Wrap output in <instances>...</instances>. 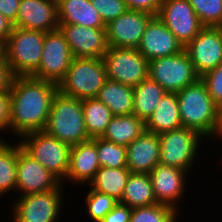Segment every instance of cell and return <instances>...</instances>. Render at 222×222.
Wrapping results in <instances>:
<instances>
[{
    "instance_id": "cell-24",
    "label": "cell",
    "mask_w": 222,
    "mask_h": 222,
    "mask_svg": "<svg viewBox=\"0 0 222 222\" xmlns=\"http://www.w3.org/2000/svg\"><path fill=\"white\" fill-rule=\"evenodd\" d=\"M114 116L133 114V87L107 79L96 97Z\"/></svg>"
},
{
    "instance_id": "cell-38",
    "label": "cell",
    "mask_w": 222,
    "mask_h": 222,
    "mask_svg": "<svg viewBox=\"0 0 222 222\" xmlns=\"http://www.w3.org/2000/svg\"><path fill=\"white\" fill-rule=\"evenodd\" d=\"M129 10L142 11L157 16L162 0H125Z\"/></svg>"
},
{
    "instance_id": "cell-16",
    "label": "cell",
    "mask_w": 222,
    "mask_h": 222,
    "mask_svg": "<svg viewBox=\"0 0 222 222\" xmlns=\"http://www.w3.org/2000/svg\"><path fill=\"white\" fill-rule=\"evenodd\" d=\"M153 17L146 12L128 9L106 25L108 46L138 48L146 26Z\"/></svg>"
},
{
    "instance_id": "cell-30",
    "label": "cell",
    "mask_w": 222,
    "mask_h": 222,
    "mask_svg": "<svg viewBox=\"0 0 222 222\" xmlns=\"http://www.w3.org/2000/svg\"><path fill=\"white\" fill-rule=\"evenodd\" d=\"M9 141L0 142V199L16 190L17 141Z\"/></svg>"
},
{
    "instance_id": "cell-33",
    "label": "cell",
    "mask_w": 222,
    "mask_h": 222,
    "mask_svg": "<svg viewBox=\"0 0 222 222\" xmlns=\"http://www.w3.org/2000/svg\"><path fill=\"white\" fill-rule=\"evenodd\" d=\"M180 217L174 208L157 203L132 209L130 222H178Z\"/></svg>"
},
{
    "instance_id": "cell-36",
    "label": "cell",
    "mask_w": 222,
    "mask_h": 222,
    "mask_svg": "<svg viewBox=\"0 0 222 222\" xmlns=\"http://www.w3.org/2000/svg\"><path fill=\"white\" fill-rule=\"evenodd\" d=\"M207 86L208 92L214 103L222 105V63L215 69L206 72L200 77Z\"/></svg>"
},
{
    "instance_id": "cell-3",
    "label": "cell",
    "mask_w": 222,
    "mask_h": 222,
    "mask_svg": "<svg viewBox=\"0 0 222 222\" xmlns=\"http://www.w3.org/2000/svg\"><path fill=\"white\" fill-rule=\"evenodd\" d=\"M44 131L70 146L90 140L84 122L82 100L58 91L53 98Z\"/></svg>"
},
{
    "instance_id": "cell-43",
    "label": "cell",
    "mask_w": 222,
    "mask_h": 222,
    "mask_svg": "<svg viewBox=\"0 0 222 222\" xmlns=\"http://www.w3.org/2000/svg\"><path fill=\"white\" fill-rule=\"evenodd\" d=\"M212 139L222 142V105L218 107L217 124Z\"/></svg>"
},
{
    "instance_id": "cell-40",
    "label": "cell",
    "mask_w": 222,
    "mask_h": 222,
    "mask_svg": "<svg viewBox=\"0 0 222 222\" xmlns=\"http://www.w3.org/2000/svg\"><path fill=\"white\" fill-rule=\"evenodd\" d=\"M21 0H0V14L14 23L17 18Z\"/></svg>"
},
{
    "instance_id": "cell-29",
    "label": "cell",
    "mask_w": 222,
    "mask_h": 222,
    "mask_svg": "<svg viewBox=\"0 0 222 222\" xmlns=\"http://www.w3.org/2000/svg\"><path fill=\"white\" fill-rule=\"evenodd\" d=\"M86 132L90 139L102 137L112 118L110 109L97 98L82 100Z\"/></svg>"
},
{
    "instance_id": "cell-26",
    "label": "cell",
    "mask_w": 222,
    "mask_h": 222,
    "mask_svg": "<svg viewBox=\"0 0 222 222\" xmlns=\"http://www.w3.org/2000/svg\"><path fill=\"white\" fill-rule=\"evenodd\" d=\"M119 202L132 209L157 204L149 175L146 173H130Z\"/></svg>"
},
{
    "instance_id": "cell-10",
    "label": "cell",
    "mask_w": 222,
    "mask_h": 222,
    "mask_svg": "<svg viewBox=\"0 0 222 222\" xmlns=\"http://www.w3.org/2000/svg\"><path fill=\"white\" fill-rule=\"evenodd\" d=\"M102 59L107 79L135 87L148 77L149 61L137 48L109 47Z\"/></svg>"
},
{
    "instance_id": "cell-20",
    "label": "cell",
    "mask_w": 222,
    "mask_h": 222,
    "mask_svg": "<svg viewBox=\"0 0 222 222\" xmlns=\"http://www.w3.org/2000/svg\"><path fill=\"white\" fill-rule=\"evenodd\" d=\"M100 167L94 138L71 146L69 169L62 184L71 182L79 188L86 184L84 187H88Z\"/></svg>"
},
{
    "instance_id": "cell-8",
    "label": "cell",
    "mask_w": 222,
    "mask_h": 222,
    "mask_svg": "<svg viewBox=\"0 0 222 222\" xmlns=\"http://www.w3.org/2000/svg\"><path fill=\"white\" fill-rule=\"evenodd\" d=\"M21 147L61 183L69 169L71 146L44 130L28 133L19 139Z\"/></svg>"
},
{
    "instance_id": "cell-15",
    "label": "cell",
    "mask_w": 222,
    "mask_h": 222,
    "mask_svg": "<svg viewBox=\"0 0 222 222\" xmlns=\"http://www.w3.org/2000/svg\"><path fill=\"white\" fill-rule=\"evenodd\" d=\"M201 77L222 63V27L204 26L184 48Z\"/></svg>"
},
{
    "instance_id": "cell-1",
    "label": "cell",
    "mask_w": 222,
    "mask_h": 222,
    "mask_svg": "<svg viewBox=\"0 0 222 222\" xmlns=\"http://www.w3.org/2000/svg\"><path fill=\"white\" fill-rule=\"evenodd\" d=\"M58 85L31 76H14L9 91V136H22L44 130Z\"/></svg>"
},
{
    "instance_id": "cell-25",
    "label": "cell",
    "mask_w": 222,
    "mask_h": 222,
    "mask_svg": "<svg viewBox=\"0 0 222 222\" xmlns=\"http://www.w3.org/2000/svg\"><path fill=\"white\" fill-rule=\"evenodd\" d=\"M145 130V123L135 114L114 116L102 135L103 139L126 147Z\"/></svg>"
},
{
    "instance_id": "cell-2",
    "label": "cell",
    "mask_w": 222,
    "mask_h": 222,
    "mask_svg": "<svg viewBox=\"0 0 222 222\" xmlns=\"http://www.w3.org/2000/svg\"><path fill=\"white\" fill-rule=\"evenodd\" d=\"M176 94L182 126L211 140L217 124L218 106L211 98L204 81L200 78Z\"/></svg>"
},
{
    "instance_id": "cell-37",
    "label": "cell",
    "mask_w": 222,
    "mask_h": 222,
    "mask_svg": "<svg viewBox=\"0 0 222 222\" xmlns=\"http://www.w3.org/2000/svg\"><path fill=\"white\" fill-rule=\"evenodd\" d=\"M10 97L9 92H0V137L8 139L10 121ZM4 133V134H1ZM5 135V136H3Z\"/></svg>"
},
{
    "instance_id": "cell-35",
    "label": "cell",
    "mask_w": 222,
    "mask_h": 222,
    "mask_svg": "<svg viewBox=\"0 0 222 222\" xmlns=\"http://www.w3.org/2000/svg\"><path fill=\"white\" fill-rule=\"evenodd\" d=\"M91 3L106 25L128 10L125 0H91Z\"/></svg>"
},
{
    "instance_id": "cell-13",
    "label": "cell",
    "mask_w": 222,
    "mask_h": 222,
    "mask_svg": "<svg viewBox=\"0 0 222 222\" xmlns=\"http://www.w3.org/2000/svg\"><path fill=\"white\" fill-rule=\"evenodd\" d=\"M148 175L157 203L168 205L181 212L183 209L178 205L184 204L189 187L187 184H190L187 181L188 176H191L190 173L176 167L158 164Z\"/></svg>"
},
{
    "instance_id": "cell-4",
    "label": "cell",
    "mask_w": 222,
    "mask_h": 222,
    "mask_svg": "<svg viewBox=\"0 0 222 222\" xmlns=\"http://www.w3.org/2000/svg\"><path fill=\"white\" fill-rule=\"evenodd\" d=\"M158 137L160 140L159 164L185 170L190 175H197L194 174L196 170L193 168L200 163L201 156L198 154L205 146L202 143L207 141L208 144V142L212 143L211 141L204 138L199 132L184 126L163 132Z\"/></svg>"
},
{
    "instance_id": "cell-32",
    "label": "cell",
    "mask_w": 222,
    "mask_h": 222,
    "mask_svg": "<svg viewBox=\"0 0 222 222\" xmlns=\"http://www.w3.org/2000/svg\"><path fill=\"white\" fill-rule=\"evenodd\" d=\"M94 144L101 167L122 168L127 167L126 147L116 145L102 137L94 138Z\"/></svg>"
},
{
    "instance_id": "cell-31",
    "label": "cell",
    "mask_w": 222,
    "mask_h": 222,
    "mask_svg": "<svg viewBox=\"0 0 222 222\" xmlns=\"http://www.w3.org/2000/svg\"><path fill=\"white\" fill-rule=\"evenodd\" d=\"M85 191H83L86 195L82 197L84 198L82 203H84L86 216L90 220L88 222H100L118 203L114 197L92 190L90 187Z\"/></svg>"
},
{
    "instance_id": "cell-11",
    "label": "cell",
    "mask_w": 222,
    "mask_h": 222,
    "mask_svg": "<svg viewBox=\"0 0 222 222\" xmlns=\"http://www.w3.org/2000/svg\"><path fill=\"white\" fill-rule=\"evenodd\" d=\"M72 59L69 44L60 29L47 32L40 65L31 77L58 85L64 79Z\"/></svg>"
},
{
    "instance_id": "cell-7",
    "label": "cell",
    "mask_w": 222,
    "mask_h": 222,
    "mask_svg": "<svg viewBox=\"0 0 222 222\" xmlns=\"http://www.w3.org/2000/svg\"><path fill=\"white\" fill-rule=\"evenodd\" d=\"M45 33L13 27L6 42V61L14 76H31L39 67Z\"/></svg>"
},
{
    "instance_id": "cell-27",
    "label": "cell",
    "mask_w": 222,
    "mask_h": 222,
    "mask_svg": "<svg viewBox=\"0 0 222 222\" xmlns=\"http://www.w3.org/2000/svg\"><path fill=\"white\" fill-rule=\"evenodd\" d=\"M166 91L149 76L133 87V114L144 123L156 109Z\"/></svg>"
},
{
    "instance_id": "cell-23",
    "label": "cell",
    "mask_w": 222,
    "mask_h": 222,
    "mask_svg": "<svg viewBox=\"0 0 222 222\" xmlns=\"http://www.w3.org/2000/svg\"><path fill=\"white\" fill-rule=\"evenodd\" d=\"M181 126L177 94L166 92L145 122V130L159 135Z\"/></svg>"
},
{
    "instance_id": "cell-17",
    "label": "cell",
    "mask_w": 222,
    "mask_h": 222,
    "mask_svg": "<svg viewBox=\"0 0 222 222\" xmlns=\"http://www.w3.org/2000/svg\"><path fill=\"white\" fill-rule=\"evenodd\" d=\"M73 58H102L108 50L106 29L76 24L59 25Z\"/></svg>"
},
{
    "instance_id": "cell-12",
    "label": "cell",
    "mask_w": 222,
    "mask_h": 222,
    "mask_svg": "<svg viewBox=\"0 0 222 222\" xmlns=\"http://www.w3.org/2000/svg\"><path fill=\"white\" fill-rule=\"evenodd\" d=\"M61 182L29 155L17 140V196L44 193L56 189Z\"/></svg>"
},
{
    "instance_id": "cell-42",
    "label": "cell",
    "mask_w": 222,
    "mask_h": 222,
    "mask_svg": "<svg viewBox=\"0 0 222 222\" xmlns=\"http://www.w3.org/2000/svg\"><path fill=\"white\" fill-rule=\"evenodd\" d=\"M13 30V23L0 14V39L7 42Z\"/></svg>"
},
{
    "instance_id": "cell-34",
    "label": "cell",
    "mask_w": 222,
    "mask_h": 222,
    "mask_svg": "<svg viewBox=\"0 0 222 222\" xmlns=\"http://www.w3.org/2000/svg\"><path fill=\"white\" fill-rule=\"evenodd\" d=\"M188 1L203 26L222 27V0Z\"/></svg>"
},
{
    "instance_id": "cell-14",
    "label": "cell",
    "mask_w": 222,
    "mask_h": 222,
    "mask_svg": "<svg viewBox=\"0 0 222 222\" xmlns=\"http://www.w3.org/2000/svg\"><path fill=\"white\" fill-rule=\"evenodd\" d=\"M157 17L184 48L204 27L188 0H162Z\"/></svg>"
},
{
    "instance_id": "cell-22",
    "label": "cell",
    "mask_w": 222,
    "mask_h": 222,
    "mask_svg": "<svg viewBox=\"0 0 222 222\" xmlns=\"http://www.w3.org/2000/svg\"><path fill=\"white\" fill-rule=\"evenodd\" d=\"M57 12L59 25L76 24L106 29V24L91 0H57Z\"/></svg>"
},
{
    "instance_id": "cell-6",
    "label": "cell",
    "mask_w": 222,
    "mask_h": 222,
    "mask_svg": "<svg viewBox=\"0 0 222 222\" xmlns=\"http://www.w3.org/2000/svg\"><path fill=\"white\" fill-rule=\"evenodd\" d=\"M62 183L52 191L16 196L12 199L9 219L12 222H60L67 192ZM64 201V202H63ZM60 218V219H59Z\"/></svg>"
},
{
    "instance_id": "cell-41",
    "label": "cell",
    "mask_w": 222,
    "mask_h": 222,
    "mask_svg": "<svg viewBox=\"0 0 222 222\" xmlns=\"http://www.w3.org/2000/svg\"><path fill=\"white\" fill-rule=\"evenodd\" d=\"M14 75L6 60L0 61V92H9Z\"/></svg>"
},
{
    "instance_id": "cell-28",
    "label": "cell",
    "mask_w": 222,
    "mask_h": 222,
    "mask_svg": "<svg viewBox=\"0 0 222 222\" xmlns=\"http://www.w3.org/2000/svg\"><path fill=\"white\" fill-rule=\"evenodd\" d=\"M130 173L127 167H100L88 186L92 190L107 194L120 201Z\"/></svg>"
},
{
    "instance_id": "cell-19",
    "label": "cell",
    "mask_w": 222,
    "mask_h": 222,
    "mask_svg": "<svg viewBox=\"0 0 222 222\" xmlns=\"http://www.w3.org/2000/svg\"><path fill=\"white\" fill-rule=\"evenodd\" d=\"M148 60L176 55L184 50L175 35L154 16L147 24L141 42L137 48Z\"/></svg>"
},
{
    "instance_id": "cell-18",
    "label": "cell",
    "mask_w": 222,
    "mask_h": 222,
    "mask_svg": "<svg viewBox=\"0 0 222 222\" xmlns=\"http://www.w3.org/2000/svg\"><path fill=\"white\" fill-rule=\"evenodd\" d=\"M13 27L44 33L58 29L57 0H21Z\"/></svg>"
},
{
    "instance_id": "cell-9",
    "label": "cell",
    "mask_w": 222,
    "mask_h": 222,
    "mask_svg": "<svg viewBox=\"0 0 222 222\" xmlns=\"http://www.w3.org/2000/svg\"><path fill=\"white\" fill-rule=\"evenodd\" d=\"M148 69V76L169 93H178L200 79L185 49L176 55L149 61Z\"/></svg>"
},
{
    "instance_id": "cell-21",
    "label": "cell",
    "mask_w": 222,
    "mask_h": 222,
    "mask_svg": "<svg viewBox=\"0 0 222 222\" xmlns=\"http://www.w3.org/2000/svg\"><path fill=\"white\" fill-rule=\"evenodd\" d=\"M127 150V168L131 173L149 174L159 164L160 140L157 134L144 130Z\"/></svg>"
},
{
    "instance_id": "cell-44",
    "label": "cell",
    "mask_w": 222,
    "mask_h": 222,
    "mask_svg": "<svg viewBox=\"0 0 222 222\" xmlns=\"http://www.w3.org/2000/svg\"><path fill=\"white\" fill-rule=\"evenodd\" d=\"M6 60V42L0 39V61Z\"/></svg>"
},
{
    "instance_id": "cell-39",
    "label": "cell",
    "mask_w": 222,
    "mask_h": 222,
    "mask_svg": "<svg viewBox=\"0 0 222 222\" xmlns=\"http://www.w3.org/2000/svg\"><path fill=\"white\" fill-rule=\"evenodd\" d=\"M131 212L132 208L118 201L100 222H130Z\"/></svg>"
},
{
    "instance_id": "cell-5",
    "label": "cell",
    "mask_w": 222,
    "mask_h": 222,
    "mask_svg": "<svg viewBox=\"0 0 222 222\" xmlns=\"http://www.w3.org/2000/svg\"><path fill=\"white\" fill-rule=\"evenodd\" d=\"M107 81L102 58H73L58 91L77 99L96 98Z\"/></svg>"
}]
</instances>
